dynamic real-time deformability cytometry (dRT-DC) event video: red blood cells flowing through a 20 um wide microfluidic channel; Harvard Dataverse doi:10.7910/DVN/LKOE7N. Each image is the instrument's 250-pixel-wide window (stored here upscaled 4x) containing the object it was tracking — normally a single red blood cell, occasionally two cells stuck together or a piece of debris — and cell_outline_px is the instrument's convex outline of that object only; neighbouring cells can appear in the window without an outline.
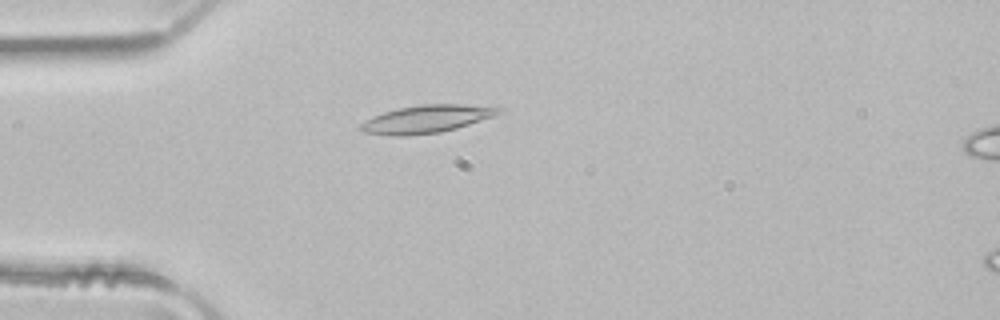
{"species": "common noctule bat (a hibernating species)", "species_latin": "Nyctalus noctula", "temperature_condition": "room temperature", "stored_images_in_passage": 4, "camera_frame_rate_fps": 3000, "um_per_image_px": 0.085, "animal": {"sex": "male", "body_mass_g": 21.5, "forearm_length_mm": 52.0}, "frame": {"image": 1, "passage_image": 3, "time_ms": 0.667, "image_size_px": [1000, 320], "cell_outline_px": [[504, 108], [496, 116], [456, 128], [440, 132], [408, 136], [392, 136], [364, 132], [356, 128], [364, 120], [372, 116], [384, 112], [400, 108], [420, 104], [464, 104]], "centroid_in_image_um": [36.23, 10.12], "position_along_channel_um": 48.8, "area_um2": 22.48}}